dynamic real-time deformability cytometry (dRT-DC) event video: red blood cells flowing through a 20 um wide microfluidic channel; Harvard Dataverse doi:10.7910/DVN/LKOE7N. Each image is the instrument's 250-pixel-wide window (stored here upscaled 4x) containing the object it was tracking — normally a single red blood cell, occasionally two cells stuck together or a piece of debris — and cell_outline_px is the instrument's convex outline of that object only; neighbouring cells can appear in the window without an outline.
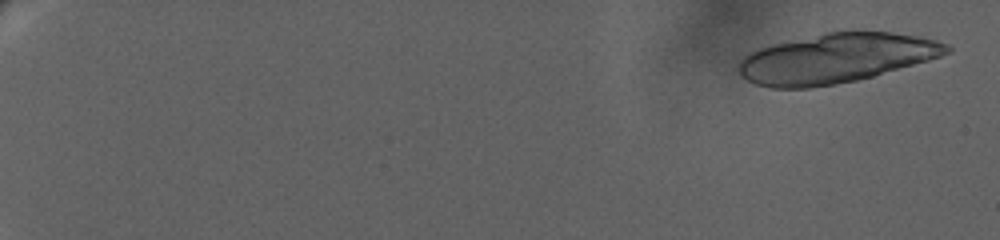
{"species": "human", "species_latin": "Homo sapiens", "temperature_condition": "warm", "stored_images_in_passage": 18, "camera_frame_rate_fps": 3000, "um_per_image_px": 0.085, "donor": {"sex": "female"}, "frame": {"image": 1, "passage_image": 2, "time_ms": 0.333, "image_size_px": [1000, 240], "cell_outline_px": [[952, 52], [928, 60], [872, 76], [856, 80], [836, 84], [812, 88], [772, 88], [756, 84], [748, 80], [740, 72], [740, 60], [748, 52], [756, 48], [772, 44], [824, 32], [848, 28], [860, 28], [892, 32], [916, 36], [936, 40], [948, 44], [952, 48]], "centroid_in_image_um": [71.09, 4.9], "position_along_channel_um": 13.9, "area_um2": 60.86}}